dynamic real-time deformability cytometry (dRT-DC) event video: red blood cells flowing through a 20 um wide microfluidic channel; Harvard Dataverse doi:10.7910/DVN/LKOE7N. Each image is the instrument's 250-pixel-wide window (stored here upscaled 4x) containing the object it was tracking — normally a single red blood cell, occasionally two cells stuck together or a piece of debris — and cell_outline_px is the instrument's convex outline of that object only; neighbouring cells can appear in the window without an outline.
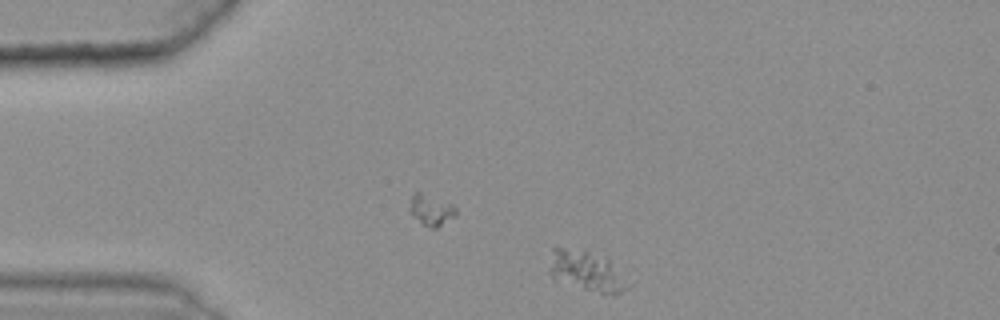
{"species": "common noctule bat (a hibernating species)", "species_latin": "Nyctalus noctula", "temperature_condition": "warm", "stored_images_in_passage": 35, "camera_frame_rate_fps": 3000, "um_per_image_px": 0.085, "animal": {"sex": "female", "body_mass_g": 25.1}, "frame": {"image": 1, "passage_image": 1, "time_ms": 0.0, "image_size_px": [1000, 320], "cell_outline_px": [[632, 284], [628, 288], [620, 292], [600, 292], [552, 280], [548, 272], [548, 268], [552, 248], [560, 248], [588, 252], [608, 260]], "centroid_in_image_um": [49.79, 23.05], "position_along_channel_um": 35.2, "area_um2": 17.86}}
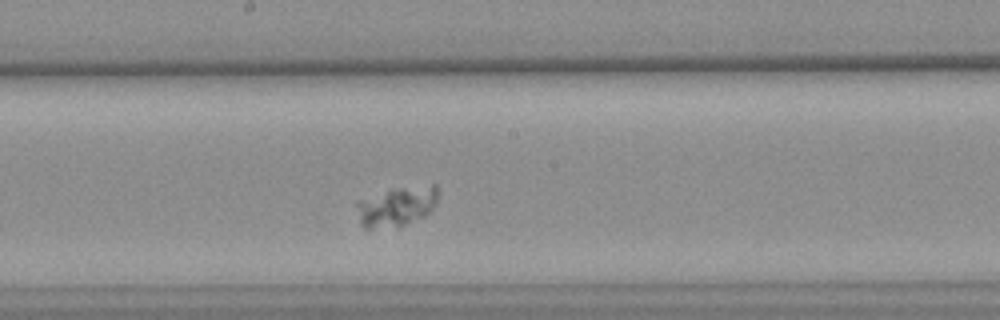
{"frame": {"image": 2, "passage_image": 20, "time_ms": 6.333, "image_size_px": [1000, 320], "cell_outline_px": [[436, 200], [432, 208], [424, 216], [404, 224], [372, 228], [364, 228], [360, 224], [352, 204], [356, 200], [400, 188], [432, 184], [436, 184]], "centroid_in_image_um": [33.61, 17.54], "position_along_channel_um": 214.6, "area_um2": 18.44}}
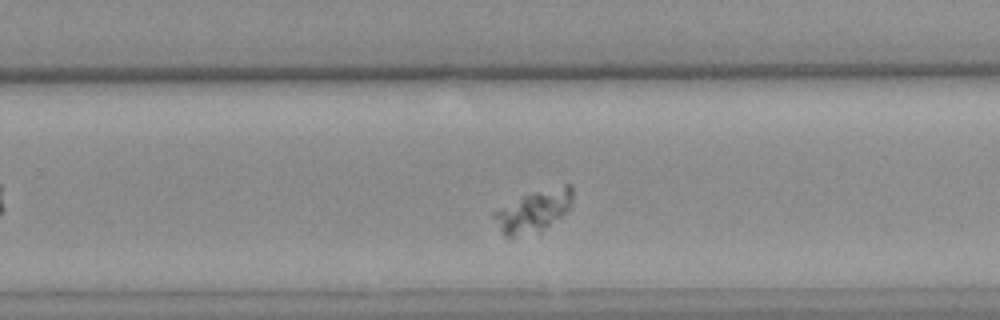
{"frame": {"image": 3, "passage_image": 26, "time_ms": 8.333, "image_size_px": [1000, 320], "cell_outline_px": [[572, 200], [568, 208], [560, 216], [540, 232], [512, 236], [504, 236], [492, 212], [524, 196], [536, 192], [564, 184], [572, 184]], "centroid_in_image_um": [45.38, 17.93], "position_along_channel_um": 284.4, "area_um2": 18.26}}